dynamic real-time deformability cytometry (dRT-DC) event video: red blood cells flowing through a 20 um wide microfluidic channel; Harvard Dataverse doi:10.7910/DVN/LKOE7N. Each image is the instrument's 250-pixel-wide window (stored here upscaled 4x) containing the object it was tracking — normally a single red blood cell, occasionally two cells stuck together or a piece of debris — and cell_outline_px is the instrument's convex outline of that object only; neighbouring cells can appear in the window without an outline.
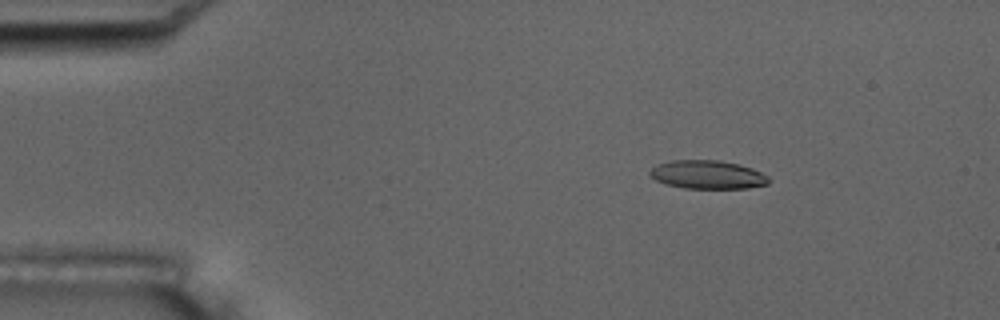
{"species": "common noctule bat (a hibernating species)", "species_latin": "Nyctalus noctula", "temperature_condition": "room temperature", "stored_images_in_passage": 4, "camera_frame_rate_fps": 3000, "um_per_image_px": 0.085, "animal": {"sex": "male", "body_mass_g": 17.5, "forearm_length_mm": 52.3}, "frame": {"image": 1, "passage_image": 2, "time_ms": 2.0, "image_size_px": [1000, 320], "cell_outline_px": [[772, 180], [768, 184], [748, 188], [684, 188], [664, 184], [656, 180], [648, 172], [656, 164], [672, 160], [720, 160], [740, 164], [752, 168], [768, 176]], "centroid_in_image_um": [60.16, 14.84], "position_along_channel_um": 24.8, "area_um2": 19.88}}